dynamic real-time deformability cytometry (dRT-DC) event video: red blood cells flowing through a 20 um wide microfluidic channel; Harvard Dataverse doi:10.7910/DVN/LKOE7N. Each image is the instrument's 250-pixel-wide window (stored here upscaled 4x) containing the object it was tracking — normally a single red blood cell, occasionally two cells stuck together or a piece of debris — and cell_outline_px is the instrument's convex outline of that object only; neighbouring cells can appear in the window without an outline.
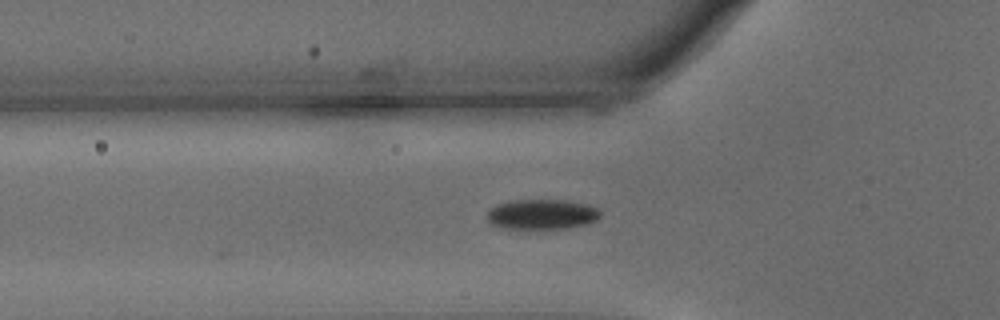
{"species": "common noctule bat (a hibernating species)", "species_latin": "Nyctalus noctula", "temperature_condition": "warm", "stored_images_in_passage": 40, "camera_frame_rate_fps": 3000, "um_per_image_px": 0.085, "animal": {"sex": "male", "body_mass_g": 15.6}, "frame": {"image": 1, "passage_image": 2, "time_ms": 0.333, "image_size_px": [1000, 320], "cell_outline_px": [[600, 216], [596, 220], [588, 224], [564, 228], [504, 228], [492, 224], [488, 220], [488, 212], [496, 204], [512, 200], [568, 200], [588, 204], [596, 208], [600, 212]], "centroid_in_image_um": [46.08, 18.2], "position_along_channel_um": 79.7, "area_um2": 19.71}}
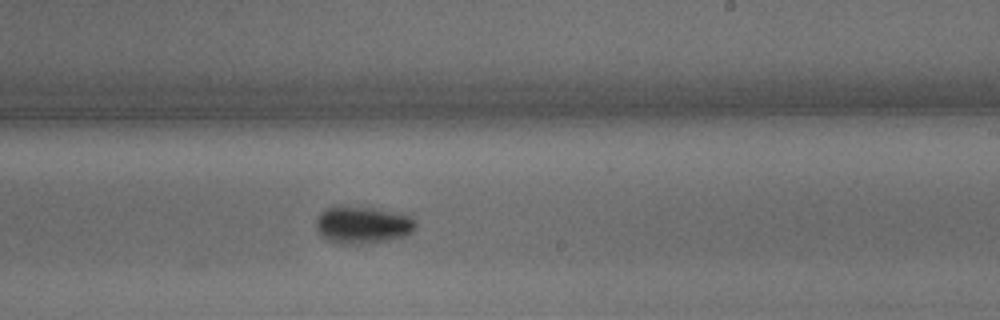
{"frame": {"image": 2, "passage_image": 17, "time_ms": 5.333, "image_size_px": [1000, 320], "cell_outline_px": [[416, 228], [412, 232], [404, 236], [372, 244], [340, 244], [324, 236], [316, 228], [316, 220], [320, 212], [324, 208], [336, 204], [372, 208], [408, 216], [416, 220]], "centroid_in_image_um": [30.8, 19.1], "position_along_channel_um": 258.2, "area_um2": 21.73}}
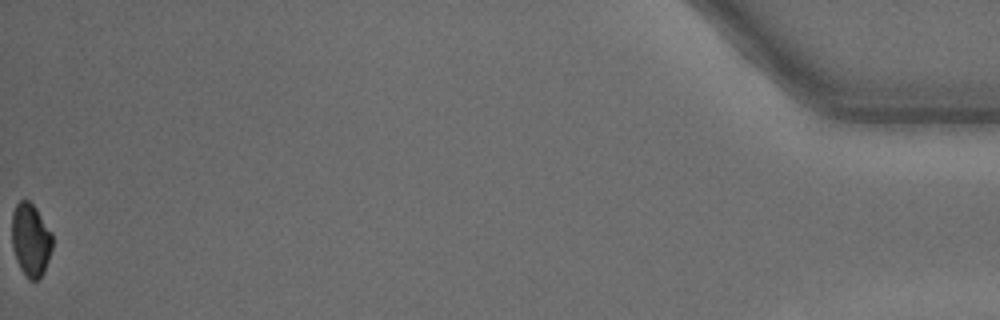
{"frame": {"image": 3, "passage_image": 40, "time_ms": 13.0, "image_size_px": [1000, 320], "cell_outline_px": [[52, 248], [44, 272], [36, 280], [28, 280], [20, 268], [16, 260], [12, 248], [12, 212], [16, 204], [20, 200], [28, 200], [36, 208], [52, 232]], "centroid_in_image_um": [2.6, 20.38], "position_along_channel_um": 432.6, "area_um2": 17.34}}